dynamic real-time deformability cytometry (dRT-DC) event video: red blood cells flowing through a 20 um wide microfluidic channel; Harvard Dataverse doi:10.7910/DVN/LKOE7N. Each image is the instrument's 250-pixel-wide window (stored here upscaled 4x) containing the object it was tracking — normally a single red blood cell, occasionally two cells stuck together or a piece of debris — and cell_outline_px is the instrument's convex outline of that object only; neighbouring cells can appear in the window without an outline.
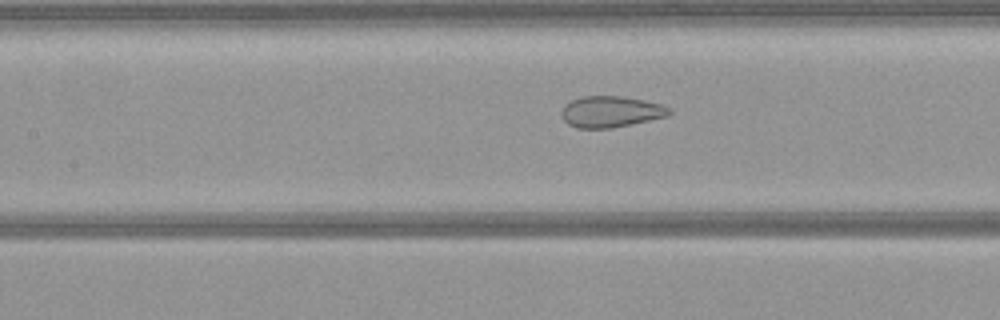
{"species": "common noctule bat (a hibernating species)", "species_latin": "Nyctalus noctula", "temperature_condition": "warm", "stored_images_in_passage": 52, "camera_frame_rate_fps": 3000, "um_per_image_px": 0.085, "animal": {"sex": "female", "body_mass_g": 21.9}, "frame": {"image": 1, "passage_image": 23, "time_ms": 7.333, "image_size_px": [1000, 320], "cell_outline_px": [[672, 112], [668, 116], [612, 128], [576, 128], [568, 124], [560, 116], [560, 112], [564, 104], [580, 96], [624, 96], [644, 100], [660, 104], [672, 108]], "centroid_in_image_um": [51.9, 9.49], "position_along_channel_um": 155.5, "area_um2": 19.83}}
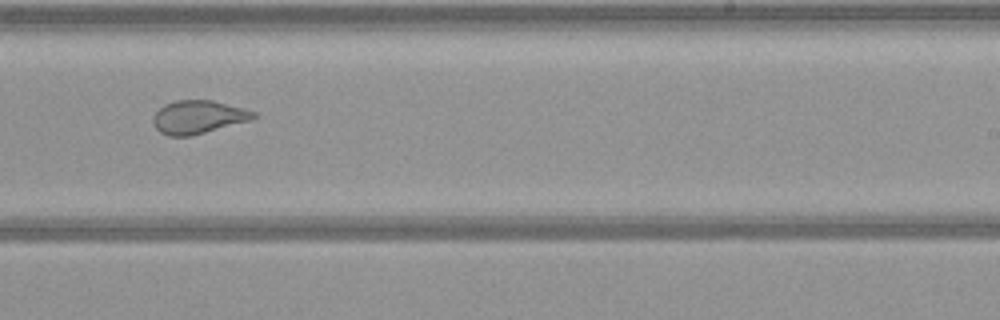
{"frame": {"image": 2, "passage_image": 32, "time_ms": 10.333, "image_size_px": [1000, 320], "cell_outline_px": [[256, 116], [252, 120], [188, 136], [168, 136], [160, 132], [156, 128], [152, 120], [156, 112], [164, 104], [176, 100], [212, 100], [256, 112]], "centroid_in_image_um": [16.83, 9.94], "position_along_channel_um": 272.2, "area_um2": 19.19}}
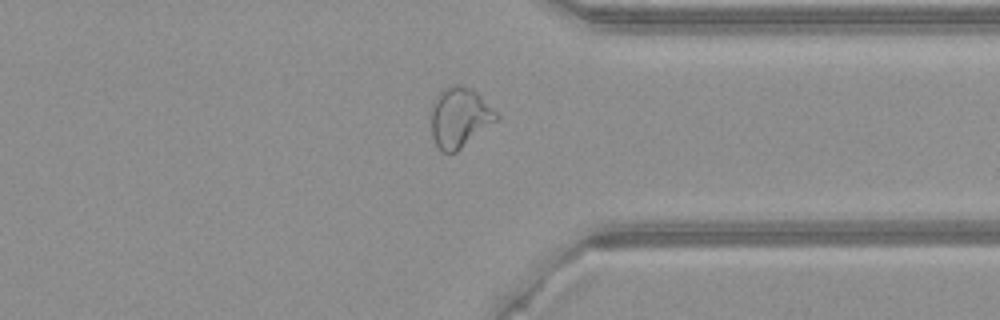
{"frame": {"image": 3, "passage_image": 40, "time_ms": 13.0, "image_size_px": [1000, 320], "cell_outline_px": [[500, 116], [496, 120], [456, 152], [440, 152], [432, 136], [428, 112], [436, 96], [444, 88], [452, 84], [460, 84], [472, 88]], "centroid_in_image_um": [38.99, 9.96], "position_along_channel_um": 372.4, "area_um2": 22.95}}